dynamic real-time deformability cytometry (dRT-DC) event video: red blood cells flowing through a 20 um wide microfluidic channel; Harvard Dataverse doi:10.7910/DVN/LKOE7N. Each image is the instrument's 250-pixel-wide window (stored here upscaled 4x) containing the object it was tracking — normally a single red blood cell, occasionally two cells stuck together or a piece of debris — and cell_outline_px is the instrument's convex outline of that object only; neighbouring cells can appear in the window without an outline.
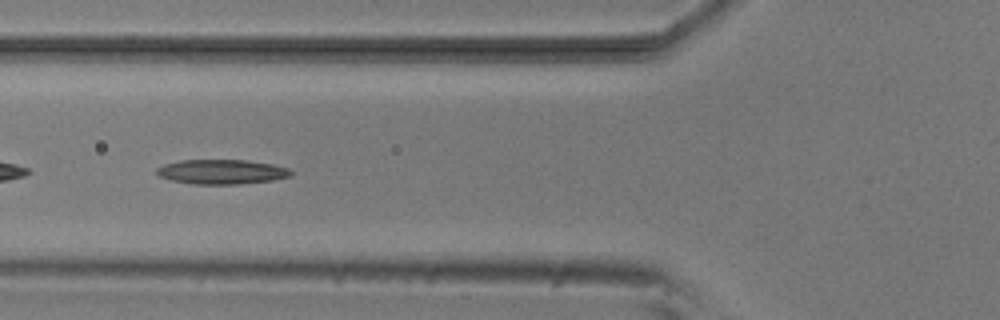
{"species": "common noctule bat (a hibernating species)", "species_latin": "Nyctalus noctula", "temperature_condition": "room temperature", "stored_images_in_passage": 52, "camera_frame_rate_fps": 3000, "um_per_image_px": 0.085, "animal": {"sex": "male", "body_mass_g": 20.5, "forearm_length_mm": 52.5}, "frame": {"image": 1, "passage_image": 19, "time_ms": 6.0, "image_size_px": [1000, 320], "cell_outline_px": [[292, 176], [272, 180], [240, 184], [192, 184], [172, 180], [160, 176], [156, 172], [156, 168], [164, 164], [180, 160], [244, 160], [272, 164], [288, 168], [292, 172]], "centroid_in_image_um": [18.84, 14.6], "position_along_channel_um": 107.0, "area_um2": 19.19}}
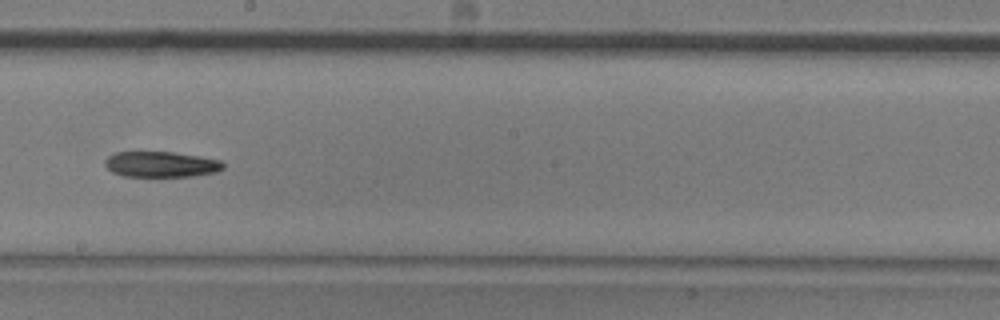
{"frame": {"image": 2, "passage_image": 29, "time_ms": 9.333, "image_size_px": [1000, 320], "cell_outline_px": [[224, 168], [216, 172], [192, 176], [124, 176], [112, 172], [104, 164], [104, 160], [108, 156], [116, 152], [172, 152], [200, 156], [220, 160], [224, 164]], "centroid_in_image_um": [13.69, 13.96], "position_along_channel_um": 234.5, "area_um2": 17.63}}
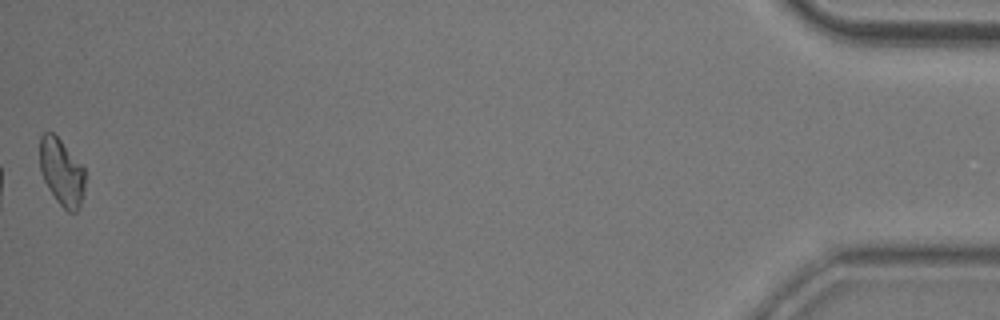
{"frame": {"image": 3, "passage_image": 52, "time_ms": 17.0, "image_size_px": [1000, 320], "cell_outline_px": [[84, 192], [80, 204], [76, 212], [68, 212], [56, 200], [48, 188], [44, 180], [40, 168], [40, 136], [44, 132], [52, 132], [60, 140], [84, 168]], "centroid_in_image_um": [5.23, 14.64], "position_along_channel_um": 430.0, "area_um2": 17.34}}